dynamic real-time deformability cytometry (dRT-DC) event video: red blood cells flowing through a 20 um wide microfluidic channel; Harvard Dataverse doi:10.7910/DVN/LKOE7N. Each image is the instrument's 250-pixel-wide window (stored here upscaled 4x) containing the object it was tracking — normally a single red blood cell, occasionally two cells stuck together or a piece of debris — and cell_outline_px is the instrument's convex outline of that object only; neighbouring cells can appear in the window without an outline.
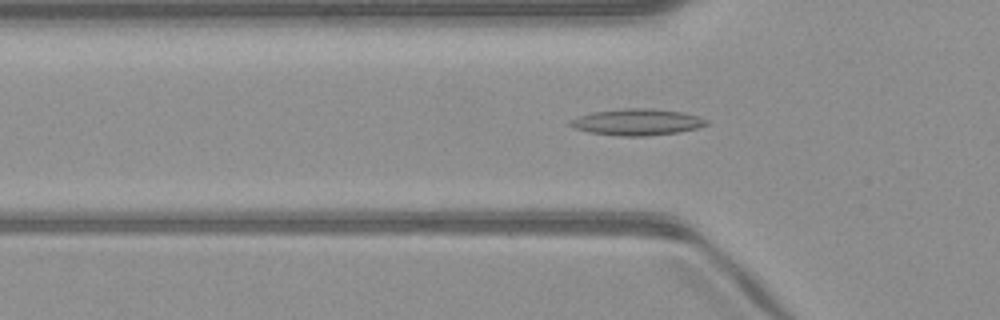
{"species": "common noctule bat (a hibernating species)", "species_latin": "Nyctalus noctula", "temperature_condition": "warm", "stored_images_in_passage": 50, "camera_frame_rate_fps": 3000, "um_per_image_px": 0.085, "animal": {"sex": "male", "body_mass_g": 23.1, "forearm_length_mm": 52.7}, "frame": {"image": 1, "passage_image": 16, "time_ms": 5.0, "image_size_px": [1000, 320], "cell_outline_px": [[708, 124], [696, 128], [676, 132], [644, 136], [620, 136], [588, 132], [572, 128], [568, 124], [568, 120], [576, 116], [592, 112], [624, 108], [652, 108], [684, 112], [708, 120]], "centroid_in_image_um": [54.07, 10.37], "position_along_channel_um": 71.7, "area_um2": 21.1}}
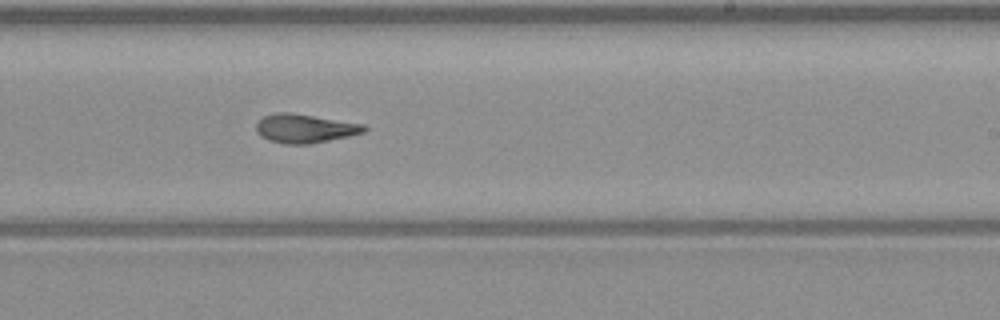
{"frame": {"image": 2, "passage_image": 30, "time_ms": 9.667, "image_size_px": [1000, 320], "cell_outline_px": [[368, 128], [364, 132], [348, 136], [308, 144], [284, 144], [268, 140], [260, 136], [256, 132], [256, 124], [264, 116], [276, 112], [292, 112], [364, 124]], "centroid_in_image_um": [25.89, 10.91], "position_along_channel_um": 263.1, "area_um2": 18.15}}
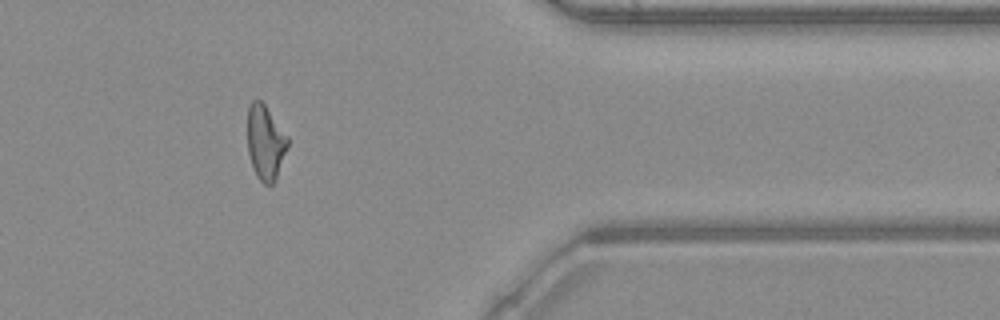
{"frame": {"image": 3, "passage_image": 41, "time_ms": 13.333, "image_size_px": [1000, 320], "cell_outline_px": [[288, 144], [276, 180], [272, 184], [264, 184], [256, 176], [252, 168], [248, 152], [248, 108], [252, 100], [260, 100], [264, 104], [288, 136]], "centroid_in_image_um": [22.55, 12.13], "position_along_channel_um": 388.8, "area_um2": 17.4}, "authors_computed_cell_mechanics": {"area_um2": 18.3804, "velocity_mm_per_s": 4.073, "shape_relaxation_time_tau1_ms": null, "shape_relaxation_time_tau2_ms": 3.5732, "deformation_change_tau1": null, "deformation_change_tau2": 0.1334}}